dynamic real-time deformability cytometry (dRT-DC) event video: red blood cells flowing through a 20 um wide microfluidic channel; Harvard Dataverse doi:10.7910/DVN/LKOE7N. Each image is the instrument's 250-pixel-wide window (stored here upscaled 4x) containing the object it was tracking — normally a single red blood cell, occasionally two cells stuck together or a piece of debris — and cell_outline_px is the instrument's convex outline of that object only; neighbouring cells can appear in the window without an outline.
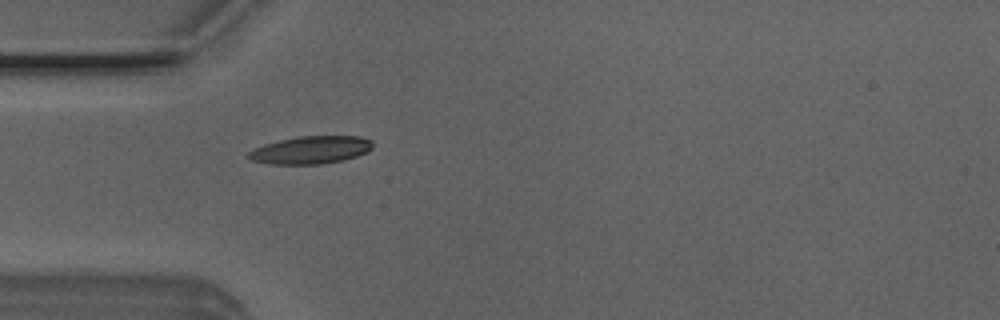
{"species": "Egyptian fruit bat (a non-hibernating species)", "species_latin": "Rousettus aegyptiacus", "temperature_condition": "room temperature", "stored_images_in_passage": 38, "camera_frame_rate_fps": 3000, "um_per_image_px": 0.085, "animal": {"sex": "male"}, "frame": {"image": 1, "passage_image": 1, "time_ms": 0.0, "image_size_px": [1000, 320], "cell_outline_px": [[372, 148], [368, 152], [356, 156], [340, 160], [320, 164], [268, 164], [252, 160], [248, 156], [248, 152], [252, 148], [264, 144], [280, 140], [300, 136], [360, 136], [372, 140]], "centroid_in_image_um": [26.4, 12.74], "position_along_channel_um": 58.6, "area_um2": 20.0}}
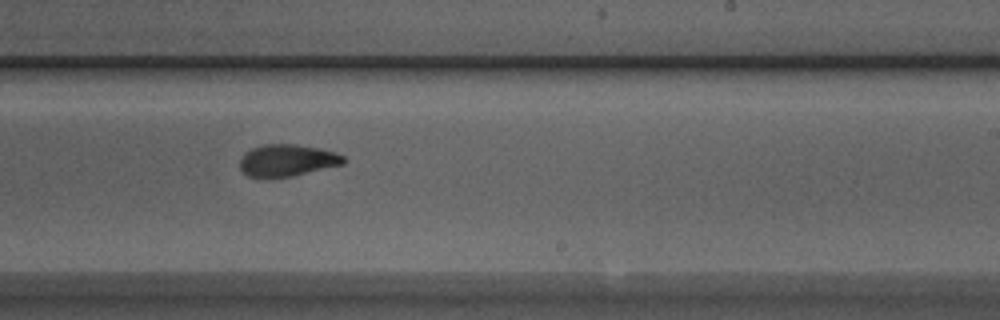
{"frame": {"image": 2, "passage_image": 17, "time_ms": 5.333, "image_size_px": [1000, 320], "cell_outline_px": [[344, 164], [292, 176], [264, 180], [248, 176], [240, 168], [240, 160], [244, 152], [252, 148], [264, 144], [292, 144], [320, 148], [336, 152], [344, 156]], "centroid_in_image_um": [24.37, 13.65], "position_along_channel_um": 264.6, "area_um2": 19.65}}
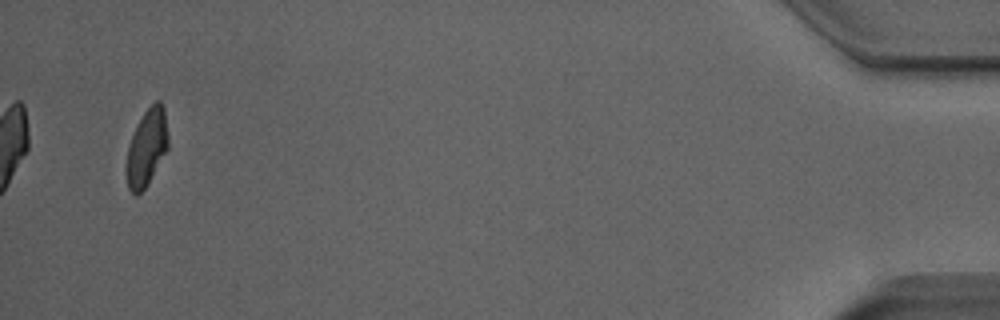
{"frame": {"image": 3, "passage_image": 36, "time_ms": 11.667, "image_size_px": [1000, 320], "cell_outline_px": [[168, 148], [144, 188], [136, 196], [128, 188], [124, 172], [124, 168], [128, 148], [132, 136], [144, 112], [156, 100], [160, 100], [164, 108], [168, 136]], "centroid_in_image_um": [12.45, 12.56], "position_along_channel_um": 422.8, "area_um2": 18.5}, "authors_computed_cell_mechanics": {"area_um2": 19.6809, "velocity_mm_per_s": 3.9106, "shape_relaxation_time_tau1_ms": 6.5727, "shape_relaxation_time_tau2_ms": 2.2708, "deformation_change_tau1": 0.1842, "deformation_change_tau2": 0.0805}}